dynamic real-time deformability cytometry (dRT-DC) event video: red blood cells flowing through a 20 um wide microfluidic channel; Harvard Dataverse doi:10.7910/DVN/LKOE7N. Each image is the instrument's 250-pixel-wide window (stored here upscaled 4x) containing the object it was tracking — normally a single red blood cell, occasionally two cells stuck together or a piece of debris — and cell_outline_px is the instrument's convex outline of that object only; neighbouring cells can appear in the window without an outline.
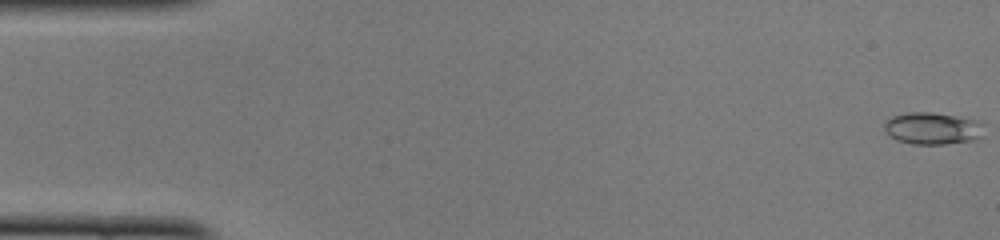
{"species": "common noctule bat (a hibernating species)", "species_latin": "Nyctalus noctula", "temperature_condition": "cold", "stored_images_in_passage": 49, "camera_frame_rate_fps": 3000, "um_per_image_px": 0.085, "animal": {"sex": "female", "body_mass_g": 22.0, "forearm_length_mm": 56.7}, "frame": {"image": 1, "passage_image": 1, "time_ms": 0.0, "image_size_px": [1000, 240], "cell_outline_px": [[984, 136], [976, 140], [944, 144], [912, 144], [896, 140], [884, 128], [884, 124], [892, 116], [908, 112], [932, 112], [956, 116], [976, 120], [984, 124]], "centroid_in_image_um": [79.33, 10.91], "position_along_channel_um": 5.7, "area_um2": 18.73}}
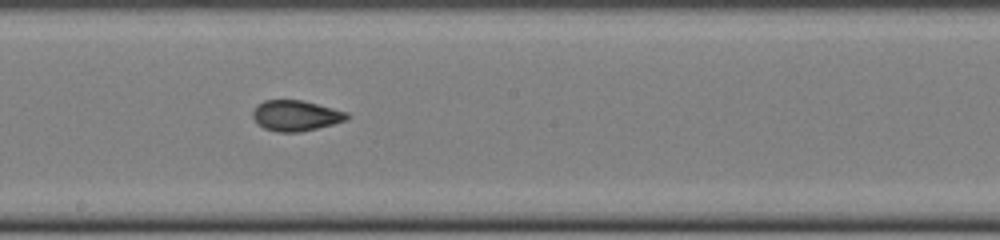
{"frame": {"image": 2, "passage_image": 27, "time_ms": 8.667, "image_size_px": [1000, 240], "cell_outline_px": [[348, 120], [300, 132], [276, 132], [264, 128], [256, 124], [252, 116], [252, 112], [256, 104], [264, 100], [304, 100], [348, 112]], "centroid_in_image_um": [25.1, 9.82], "position_along_channel_um": 223.1, "area_um2": 16.99}}
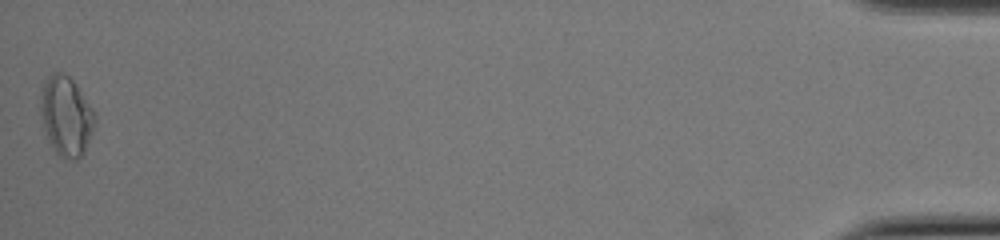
{"frame": {"image": 3, "passage_image": 49, "time_ms": 16.0, "image_size_px": [1000, 240], "cell_outline_px": [[96, 120], [92, 132], [84, 152], [76, 160], [64, 160], [52, 148], [48, 140], [44, 128], [40, 108], [40, 88], [44, 80], [52, 72], [60, 72], [68, 76], [76, 84], [96, 112]], "centroid_in_image_um": [5.62, 9.85], "position_along_channel_um": 429.6, "area_um2": 25.49}, "authors_computed_cell_mechanics": {"area_um2": 16.9932, "velocity_mm_per_s": 4.1242, "shape_relaxation_time_tau1_ms": null, "shape_relaxation_time_tau2_ms": 1.3062, "deformation_change_tau1": null, "deformation_change_tau2": 0.0541}}